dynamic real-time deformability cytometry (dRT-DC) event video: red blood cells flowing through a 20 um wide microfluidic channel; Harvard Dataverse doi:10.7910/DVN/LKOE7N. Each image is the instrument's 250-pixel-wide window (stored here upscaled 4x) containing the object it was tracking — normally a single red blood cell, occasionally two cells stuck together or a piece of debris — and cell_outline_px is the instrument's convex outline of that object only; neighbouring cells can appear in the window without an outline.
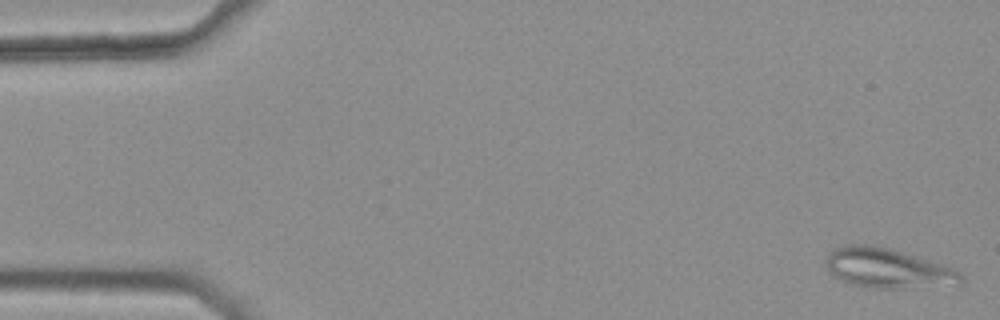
{"species": "common noctule bat (a hibernating species)", "species_latin": "Nyctalus noctula", "temperature_condition": "warm", "stored_images_in_passage": 18, "camera_frame_rate_fps": 3000, "um_per_image_px": 0.085, "animal": {"sex": "female", "body_mass_g": 25.1}, "frame": {"image": 1, "passage_image": 1, "time_ms": 0.0, "image_size_px": [1000, 320], "cell_outline_px": [[964, 284], [960, 288], [872, 288], [852, 284], [828, 272], [824, 260], [828, 252], [836, 248], [848, 244], [868, 244], [892, 248], [944, 264], [956, 268], [964, 276]], "centroid_in_image_um": [75.62, 22.82], "position_along_channel_um": 9.4, "area_um2": 32.54}}